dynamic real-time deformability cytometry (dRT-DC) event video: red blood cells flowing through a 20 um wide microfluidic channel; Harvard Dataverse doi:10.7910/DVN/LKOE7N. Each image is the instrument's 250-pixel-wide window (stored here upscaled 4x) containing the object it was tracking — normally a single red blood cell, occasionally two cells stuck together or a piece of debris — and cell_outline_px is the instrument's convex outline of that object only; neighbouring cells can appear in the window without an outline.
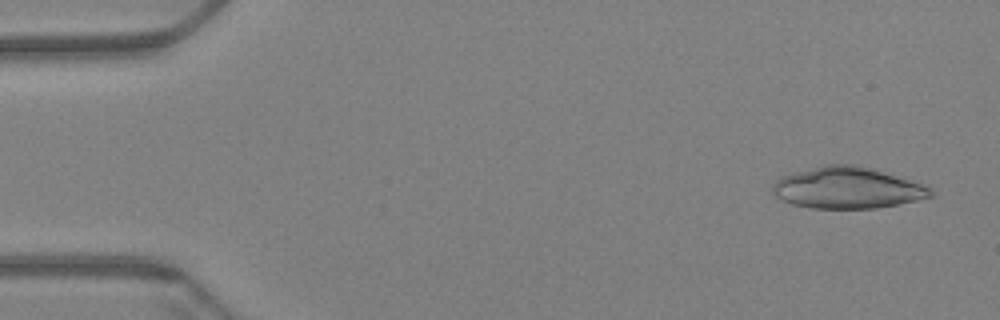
{"species": "Egyptian fruit bat (a non-hibernating species)", "species_latin": "Rousettus aegyptiacus", "temperature_condition": "warm", "stored_images_in_passage": 13, "camera_frame_rate_fps": 3000, "um_per_image_px": 0.085, "animal": {"sex": "female"}, "frame": {"image": 1, "passage_image": 3, "time_ms": 0.667, "image_size_px": [1000, 320], "cell_outline_px": [[932, 196], [920, 200], [876, 208], [812, 208], [792, 204], [776, 196], [772, 192], [772, 188], [776, 180], [780, 176], [824, 164], [852, 164], [876, 168], [924, 184], [932, 188]], "centroid_in_image_um": [72.06, 15.95], "position_along_channel_um": 12.9, "area_um2": 38.44}}